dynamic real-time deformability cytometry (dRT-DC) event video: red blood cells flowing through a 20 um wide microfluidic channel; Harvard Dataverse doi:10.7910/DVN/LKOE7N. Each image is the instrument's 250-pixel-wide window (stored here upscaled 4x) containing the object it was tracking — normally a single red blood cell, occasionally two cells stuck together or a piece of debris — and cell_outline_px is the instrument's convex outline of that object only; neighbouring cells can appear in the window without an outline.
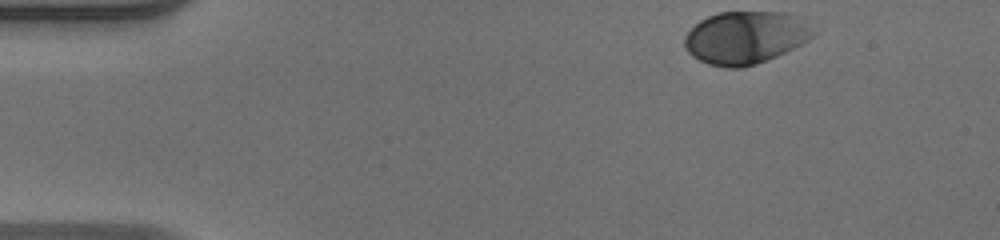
{"species": "human", "species_latin": "Homo sapiens", "temperature_condition": "warm", "stored_images_in_passage": 47, "camera_frame_rate_fps": 3000, "um_per_image_px": 0.085, "donor": {"sex": "male"}, "frame": {"image": 1, "passage_image": 1, "time_ms": 0.0, "image_size_px": [1000, 240], "cell_outline_px": [[816, 36], [776, 56], [756, 64], [740, 68], [728, 68], [708, 64], [692, 56], [684, 48], [684, 36], [700, 20], [708, 16], [720, 12], [784, 12], [800, 16], [816, 32]], "centroid_in_image_um": [63.37, 3.18], "position_along_channel_um": 21.6, "area_um2": 39.54}}
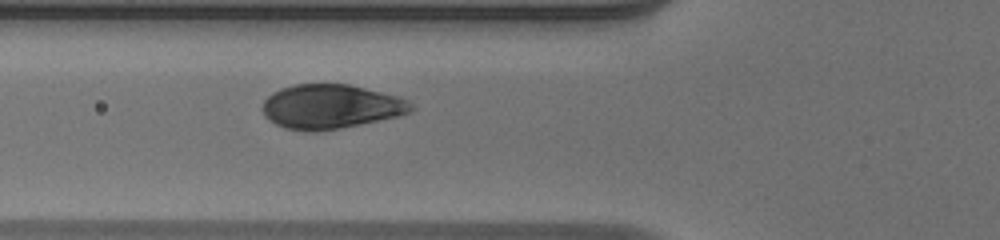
{"frame": {"image": 2, "passage_image": 14, "time_ms": 4.333, "image_size_px": [1000, 240], "cell_outline_px": [[416, 108], [400, 116], [340, 128], [316, 132], [308, 132], [284, 128], [276, 124], [264, 116], [260, 108], [264, 100], [272, 92], [280, 88], [296, 84], [348, 84], [400, 96], [408, 100]], "centroid_in_image_um": [28.1, 9.06], "position_along_channel_um": 97.7, "area_um2": 38.73}}
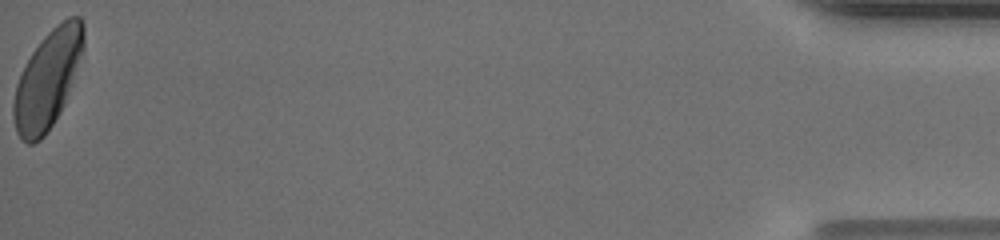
{"frame": {"image": 3, "passage_image": 47, "time_ms": 15.333, "image_size_px": [1000, 240], "cell_outline_px": [[84, 52], [64, 104], [60, 112], [44, 136], [40, 140], [32, 144], [28, 144], [16, 132], [12, 116], [12, 104], [16, 84], [32, 52], [40, 40], [56, 24], [68, 16], [80, 16], [84, 24]], "centroid_in_image_um": [4.06, 6.73], "position_along_channel_um": 431.1, "area_um2": 40.0}, "authors_computed_cell_mechanics": {"area_um2": 39.1884, "velocity_mm_per_s": 3.9094, "shape_relaxation_time_tau1_ms": 1.5924, "shape_relaxation_time_tau2_ms": null, "deformation_change_tau1": 0.1275, "deformation_change_tau2": null}}